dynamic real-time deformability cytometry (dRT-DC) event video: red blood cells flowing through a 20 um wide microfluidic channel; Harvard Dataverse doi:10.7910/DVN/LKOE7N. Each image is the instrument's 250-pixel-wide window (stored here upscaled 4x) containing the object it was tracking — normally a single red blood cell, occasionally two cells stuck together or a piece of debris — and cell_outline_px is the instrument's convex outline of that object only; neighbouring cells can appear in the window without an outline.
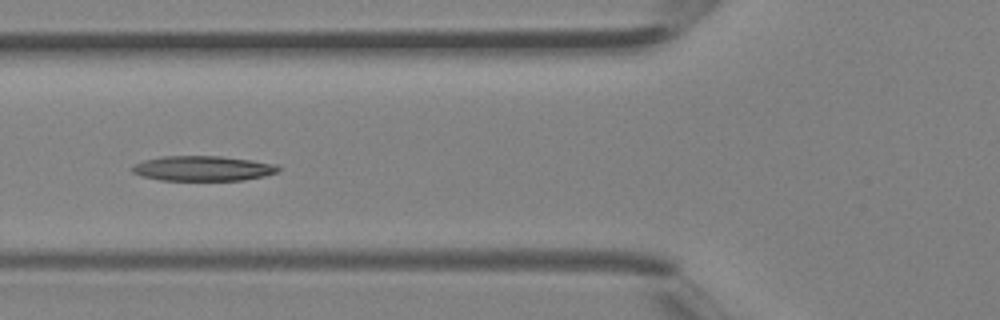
{"species": "Egyptian fruit bat (a non-hibernating species)", "species_latin": "Rousettus aegyptiacus", "temperature_condition": "room temperature", "stored_images_in_passage": 6, "camera_frame_rate_fps": 3000, "um_per_image_px": 0.085, "animal": {"sex": "female"}, "frame": {"image": 1, "passage_image": 6, "time_ms": 1.667, "image_size_px": [1000, 320], "cell_outline_px": [[280, 168], [276, 172], [264, 176], [244, 180], [160, 180], [144, 176], [132, 172], [128, 168], [132, 164], [144, 160], [160, 156], [220, 156], [252, 160], [280, 164]], "centroid_in_image_um": [17.23, 14.3], "position_along_channel_um": 108.6, "area_um2": 21.5}}